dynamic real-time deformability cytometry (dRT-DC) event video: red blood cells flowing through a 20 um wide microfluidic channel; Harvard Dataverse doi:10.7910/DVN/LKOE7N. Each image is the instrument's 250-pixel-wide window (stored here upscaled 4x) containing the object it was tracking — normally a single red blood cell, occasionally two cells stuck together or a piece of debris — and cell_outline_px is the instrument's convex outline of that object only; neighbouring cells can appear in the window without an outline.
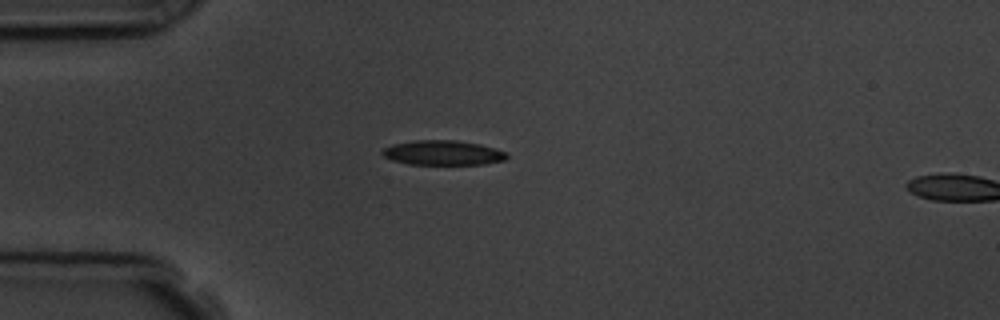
{"species": "common noctule bat (a hibernating species)", "species_latin": "Nyctalus noctula", "temperature_condition": "room temperature", "stored_images_in_passage": 5, "segment_of_instrument_passage": [1, 2], "camera_frame_rate_fps": 3000, "um_per_image_px": 0.085, "animal": {"sex": "male", "body_mass_g": 19.5, "forearm_length_mm": 54.6}, "frame": {"image": 1, "passage_image": 4, "time_ms": 3.333, "image_size_px": [1000, 320], "cell_outline_px": [[508, 156], [504, 160], [484, 164], [408, 164], [392, 160], [384, 156], [380, 152], [384, 148], [392, 144], [412, 140], [456, 140], [480, 144], [496, 148], [504, 152]], "centroid_in_image_um": [37.62, 12.98], "position_along_channel_um": 47.4, "area_um2": 17.92}}